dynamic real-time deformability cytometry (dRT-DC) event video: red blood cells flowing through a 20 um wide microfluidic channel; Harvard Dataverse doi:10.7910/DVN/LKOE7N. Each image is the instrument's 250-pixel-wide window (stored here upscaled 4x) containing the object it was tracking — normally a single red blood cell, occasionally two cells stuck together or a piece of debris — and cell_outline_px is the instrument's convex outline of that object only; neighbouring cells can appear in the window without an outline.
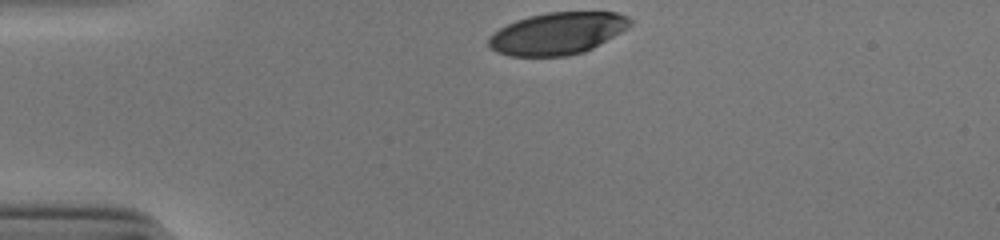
{"species": "human", "species_latin": "Homo sapiens", "temperature_condition": "cold", "stored_images_in_passage": 32, "camera_frame_rate_fps": 3000, "um_per_image_px": 0.085, "donor": {"sex": "male"}, "frame": {"image": 1, "passage_image": 1, "time_ms": 0.0, "image_size_px": [1000, 240], "cell_outline_px": [[632, 24], [620, 32], [592, 48], [584, 52], [568, 56], [508, 56], [496, 52], [488, 44], [488, 36], [492, 32], [516, 20], [528, 16], [548, 12], [616, 12], [628, 16], [632, 20]], "centroid_in_image_um": [47.35, 2.84], "position_along_channel_um": 37.6, "area_um2": 34.68}}
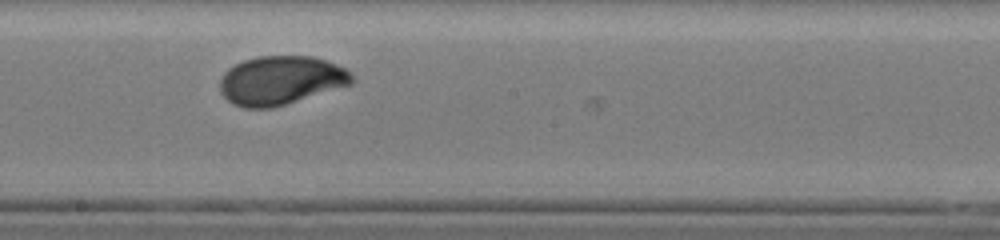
{"frame": {"image": 2, "passage_image": 19, "time_ms": 6.0, "image_size_px": [1000, 240], "cell_outline_px": [[356, 80], [352, 84], [272, 108], [244, 108], [232, 104], [220, 92], [220, 80], [224, 72], [228, 68], [244, 60], [260, 56], [312, 56], [324, 60], [344, 68]], "centroid_in_image_um": [23.84, 6.84], "position_along_channel_um": 224.4, "area_um2": 37.34}}
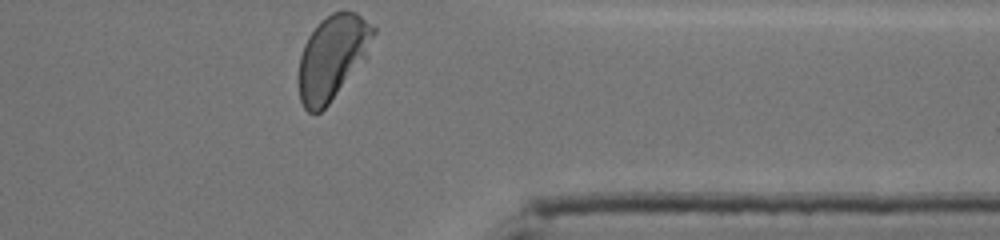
{"frame": {"image": 3, "passage_image": 32, "time_ms": 10.333, "image_size_px": [1000, 240], "cell_outline_px": [[376, 32], [364, 56], [328, 104], [320, 112], [308, 112], [304, 108], [300, 100], [296, 80], [300, 56], [304, 44], [308, 36], [316, 24], [320, 20], [332, 12], [356, 12], [376, 28]], "centroid_in_image_um": [28.17, 4.85], "position_along_channel_um": 383.2, "area_um2": 36.07}, "authors_computed_cell_mechanics": {"area_um2": 37.1943, "velocity_mm_per_s": 3.8466, "shape_relaxation_time_tau1_ms": 3.2053, "shape_relaxation_time_tau2_ms": null, "deformation_change_tau1": 0.1637, "deformation_change_tau2": null}}